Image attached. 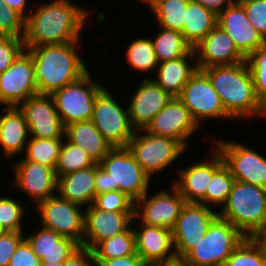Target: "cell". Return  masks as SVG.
<instances>
[{
  "label": "cell",
  "mask_w": 266,
  "mask_h": 266,
  "mask_svg": "<svg viewBox=\"0 0 266 266\" xmlns=\"http://www.w3.org/2000/svg\"><path fill=\"white\" fill-rule=\"evenodd\" d=\"M83 7L69 0L38 4L25 20L24 49L80 41L90 13Z\"/></svg>",
  "instance_id": "6da1fadb"
},
{
  "label": "cell",
  "mask_w": 266,
  "mask_h": 266,
  "mask_svg": "<svg viewBox=\"0 0 266 266\" xmlns=\"http://www.w3.org/2000/svg\"><path fill=\"white\" fill-rule=\"evenodd\" d=\"M220 96L225 111L236 121L253 116L266 117V107L255 94L246 62L201 69Z\"/></svg>",
  "instance_id": "7a4b0ae2"
},
{
  "label": "cell",
  "mask_w": 266,
  "mask_h": 266,
  "mask_svg": "<svg viewBox=\"0 0 266 266\" xmlns=\"http://www.w3.org/2000/svg\"><path fill=\"white\" fill-rule=\"evenodd\" d=\"M80 43L76 41L27 49L34 62L38 94L51 95L89 71L88 65H85L77 51Z\"/></svg>",
  "instance_id": "3957f363"
},
{
  "label": "cell",
  "mask_w": 266,
  "mask_h": 266,
  "mask_svg": "<svg viewBox=\"0 0 266 266\" xmlns=\"http://www.w3.org/2000/svg\"><path fill=\"white\" fill-rule=\"evenodd\" d=\"M151 181L127 147L112 148L96 163V195L119 190L136 202L150 190Z\"/></svg>",
  "instance_id": "277c9868"
},
{
  "label": "cell",
  "mask_w": 266,
  "mask_h": 266,
  "mask_svg": "<svg viewBox=\"0 0 266 266\" xmlns=\"http://www.w3.org/2000/svg\"><path fill=\"white\" fill-rule=\"evenodd\" d=\"M218 216L255 238L266 227V188L235 180Z\"/></svg>",
  "instance_id": "5b68a950"
},
{
  "label": "cell",
  "mask_w": 266,
  "mask_h": 266,
  "mask_svg": "<svg viewBox=\"0 0 266 266\" xmlns=\"http://www.w3.org/2000/svg\"><path fill=\"white\" fill-rule=\"evenodd\" d=\"M245 238L230 222L218 216L184 259L192 266H224Z\"/></svg>",
  "instance_id": "8992f818"
},
{
  "label": "cell",
  "mask_w": 266,
  "mask_h": 266,
  "mask_svg": "<svg viewBox=\"0 0 266 266\" xmlns=\"http://www.w3.org/2000/svg\"><path fill=\"white\" fill-rule=\"evenodd\" d=\"M126 147L152 179V176L163 172L188 151V148L176 139L153 135L145 129L136 130Z\"/></svg>",
  "instance_id": "52a82bcc"
},
{
  "label": "cell",
  "mask_w": 266,
  "mask_h": 266,
  "mask_svg": "<svg viewBox=\"0 0 266 266\" xmlns=\"http://www.w3.org/2000/svg\"><path fill=\"white\" fill-rule=\"evenodd\" d=\"M88 71L77 81L54 91L57 112L63 125L91 120L96 96L105 88Z\"/></svg>",
  "instance_id": "ba28073f"
},
{
  "label": "cell",
  "mask_w": 266,
  "mask_h": 266,
  "mask_svg": "<svg viewBox=\"0 0 266 266\" xmlns=\"http://www.w3.org/2000/svg\"><path fill=\"white\" fill-rule=\"evenodd\" d=\"M105 88L96 96L91 121L104 139L114 147H126L135 134L129 108L123 107Z\"/></svg>",
  "instance_id": "9c48e42d"
},
{
  "label": "cell",
  "mask_w": 266,
  "mask_h": 266,
  "mask_svg": "<svg viewBox=\"0 0 266 266\" xmlns=\"http://www.w3.org/2000/svg\"><path fill=\"white\" fill-rule=\"evenodd\" d=\"M43 228L83 244L85 208L55 194L36 205ZM82 209V210H81Z\"/></svg>",
  "instance_id": "30bf717a"
},
{
  "label": "cell",
  "mask_w": 266,
  "mask_h": 266,
  "mask_svg": "<svg viewBox=\"0 0 266 266\" xmlns=\"http://www.w3.org/2000/svg\"><path fill=\"white\" fill-rule=\"evenodd\" d=\"M200 127L208 119H234L225 111L220 96L214 90L208 76L201 70L191 76L178 97Z\"/></svg>",
  "instance_id": "8fae6325"
},
{
  "label": "cell",
  "mask_w": 266,
  "mask_h": 266,
  "mask_svg": "<svg viewBox=\"0 0 266 266\" xmlns=\"http://www.w3.org/2000/svg\"><path fill=\"white\" fill-rule=\"evenodd\" d=\"M214 146L221 153L236 181L266 188V157L246 144L214 138Z\"/></svg>",
  "instance_id": "7c38bea8"
},
{
  "label": "cell",
  "mask_w": 266,
  "mask_h": 266,
  "mask_svg": "<svg viewBox=\"0 0 266 266\" xmlns=\"http://www.w3.org/2000/svg\"><path fill=\"white\" fill-rule=\"evenodd\" d=\"M38 94L31 53L23 49L12 65L0 74V105L18 107Z\"/></svg>",
  "instance_id": "4fadbf2b"
},
{
  "label": "cell",
  "mask_w": 266,
  "mask_h": 266,
  "mask_svg": "<svg viewBox=\"0 0 266 266\" xmlns=\"http://www.w3.org/2000/svg\"><path fill=\"white\" fill-rule=\"evenodd\" d=\"M171 186V192L164 188L151 195L152 193L148 191L138 199L134 207L135 221L139 219L142 224L172 230L185 201L178 189L173 184Z\"/></svg>",
  "instance_id": "5bb4252c"
},
{
  "label": "cell",
  "mask_w": 266,
  "mask_h": 266,
  "mask_svg": "<svg viewBox=\"0 0 266 266\" xmlns=\"http://www.w3.org/2000/svg\"><path fill=\"white\" fill-rule=\"evenodd\" d=\"M216 211V212H215ZM215 211L200 203H185L172 229L176 257L184 258L204 236L210 224L218 217Z\"/></svg>",
  "instance_id": "9a60e30c"
},
{
  "label": "cell",
  "mask_w": 266,
  "mask_h": 266,
  "mask_svg": "<svg viewBox=\"0 0 266 266\" xmlns=\"http://www.w3.org/2000/svg\"><path fill=\"white\" fill-rule=\"evenodd\" d=\"M18 107L24 114L30 137H65V126L59 117L54 99L51 95L37 94L29 97Z\"/></svg>",
  "instance_id": "2e32d148"
},
{
  "label": "cell",
  "mask_w": 266,
  "mask_h": 266,
  "mask_svg": "<svg viewBox=\"0 0 266 266\" xmlns=\"http://www.w3.org/2000/svg\"><path fill=\"white\" fill-rule=\"evenodd\" d=\"M14 162V183L12 188L19 189L34 200L36 206L57 192V177L55 169L46 165L28 161L24 157Z\"/></svg>",
  "instance_id": "e0dca14e"
},
{
  "label": "cell",
  "mask_w": 266,
  "mask_h": 266,
  "mask_svg": "<svg viewBox=\"0 0 266 266\" xmlns=\"http://www.w3.org/2000/svg\"><path fill=\"white\" fill-rule=\"evenodd\" d=\"M199 129L189 110L178 97H172L146 127L153 135L169 137L181 142L186 148L187 141Z\"/></svg>",
  "instance_id": "ac0fdd59"
},
{
  "label": "cell",
  "mask_w": 266,
  "mask_h": 266,
  "mask_svg": "<svg viewBox=\"0 0 266 266\" xmlns=\"http://www.w3.org/2000/svg\"><path fill=\"white\" fill-rule=\"evenodd\" d=\"M211 158L193 162L188 167L178 168V180L172 184L178 189L185 203L205 205L206 188L213 172L224 162L221 153L214 146Z\"/></svg>",
  "instance_id": "d6986e66"
},
{
  "label": "cell",
  "mask_w": 266,
  "mask_h": 266,
  "mask_svg": "<svg viewBox=\"0 0 266 266\" xmlns=\"http://www.w3.org/2000/svg\"><path fill=\"white\" fill-rule=\"evenodd\" d=\"M85 209L82 246L91 251L102 241L125 232L134 223V212H107L93 204Z\"/></svg>",
  "instance_id": "ffe728a7"
},
{
  "label": "cell",
  "mask_w": 266,
  "mask_h": 266,
  "mask_svg": "<svg viewBox=\"0 0 266 266\" xmlns=\"http://www.w3.org/2000/svg\"><path fill=\"white\" fill-rule=\"evenodd\" d=\"M152 77H144L132 94L129 108L130 122L135 130L146 129L157 113L171 100Z\"/></svg>",
  "instance_id": "44dd1931"
},
{
  "label": "cell",
  "mask_w": 266,
  "mask_h": 266,
  "mask_svg": "<svg viewBox=\"0 0 266 266\" xmlns=\"http://www.w3.org/2000/svg\"><path fill=\"white\" fill-rule=\"evenodd\" d=\"M198 69L245 62L231 37L215 26L195 47Z\"/></svg>",
  "instance_id": "7402d4cb"
},
{
  "label": "cell",
  "mask_w": 266,
  "mask_h": 266,
  "mask_svg": "<svg viewBox=\"0 0 266 266\" xmlns=\"http://www.w3.org/2000/svg\"><path fill=\"white\" fill-rule=\"evenodd\" d=\"M217 26L231 37L235 47L245 58L265 42L251 25L244 8L238 1L227 6L217 16Z\"/></svg>",
  "instance_id": "603a6c76"
},
{
  "label": "cell",
  "mask_w": 266,
  "mask_h": 266,
  "mask_svg": "<svg viewBox=\"0 0 266 266\" xmlns=\"http://www.w3.org/2000/svg\"><path fill=\"white\" fill-rule=\"evenodd\" d=\"M138 225L137 228L133 227L136 253L147 266L176 256L171 229L148 226L141 222Z\"/></svg>",
  "instance_id": "cb8c5ba5"
},
{
  "label": "cell",
  "mask_w": 266,
  "mask_h": 266,
  "mask_svg": "<svg viewBox=\"0 0 266 266\" xmlns=\"http://www.w3.org/2000/svg\"><path fill=\"white\" fill-rule=\"evenodd\" d=\"M24 239L41 262L45 263H64L81 247L75 240L43 227L29 237L24 236Z\"/></svg>",
  "instance_id": "d4e9b609"
},
{
  "label": "cell",
  "mask_w": 266,
  "mask_h": 266,
  "mask_svg": "<svg viewBox=\"0 0 266 266\" xmlns=\"http://www.w3.org/2000/svg\"><path fill=\"white\" fill-rule=\"evenodd\" d=\"M3 108V113H0V147L5 158L9 160L25 152L30 134L24 114L19 107Z\"/></svg>",
  "instance_id": "484cf974"
},
{
  "label": "cell",
  "mask_w": 266,
  "mask_h": 266,
  "mask_svg": "<svg viewBox=\"0 0 266 266\" xmlns=\"http://www.w3.org/2000/svg\"><path fill=\"white\" fill-rule=\"evenodd\" d=\"M197 69L196 54L193 48L186 56L159 63L156 77H153V80L170 96L179 97Z\"/></svg>",
  "instance_id": "4316f807"
},
{
  "label": "cell",
  "mask_w": 266,
  "mask_h": 266,
  "mask_svg": "<svg viewBox=\"0 0 266 266\" xmlns=\"http://www.w3.org/2000/svg\"><path fill=\"white\" fill-rule=\"evenodd\" d=\"M95 178L96 164L57 177V194L67 201L87 208L96 198Z\"/></svg>",
  "instance_id": "83f0119b"
},
{
  "label": "cell",
  "mask_w": 266,
  "mask_h": 266,
  "mask_svg": "<svg viewBox=\"0 0 266 266\" xmlns=\"http://www.w3.org/2000/svg\"><path fill=\"white\" fill-rule=\"evenodd\" d=\"M65 138L83 149L97 164L113 148L91 120L67 125L65 127Z\"/></svg>",
  "instance_id": "f1b7e54d"
},
{
  "label": "cell",
  "mask_w": 266,
  "mask_h": 266,
  "mask_svg": "<svg viewBox=\"0 0 266 266\" xmlns=\"http://www.w3.org/2000/svg\"><path fill=\"white\" fill-rule=\"evenodd\" d=\"M217 15L204 8L196 0H189L185 12L183 35L194 48L215 26Z\"/></svg>",
  "instance_id": "f546056e"
},
{
  "label": "cell",
  "mask_w": 266,
  "mask_h": 266,
  "mask_svg": "<svg viewBox=\"0 0 266 266\" xmlns=\"http://www.w3.org/2000/svg\"><path fill=\"white\" fill-rule=\"evenodd\" d=\"M158 27L155 37H151L158 63L186 56L193 49L181 32Z\"/></svg>",
  "instance_id": "4dcf8cb0"
},
{
  "label": "cell",
  "mask_w": 266,
  "mask_h": 266,
  "mask_svg": "<svg viewBox=\"0 0 266 266\" xmlns=\"http://www.w3.org/2000/svg\"><path fill=\"white\" fill-rule=\"evenodd\" d=\"M189 0H150L147 4L155 15L158 25L183 34L185 12Z\"/></svg>",
  "instance_id": "1f68e13d"
},
{
  "label": "cell",
  "mask_w": 266,
  "mask_h": 266,
  "mask_svg": "<svg viewBox=\"0 0 266 266\" xmlns=\"http://www.w3.org/2000/svg\"><path fill=\"white\" fill-rule=\"evenodd\" d=\"M133 223L125 232L100 242L93 250L94 260H110L137 255Z\"/></svg>",
  "instance_id": "d6a6232c"
},
{
  "label": "cell",
  "mask_w": 266,
  "mask_h": 266,
  "mask_svg": "<svg viewBox=\"0 0 266 266\" xmlns=\"http://www.w3.org/2000/svg\"><path fill=\"white\" fill-rule=\"evenodd\" d=\"M125 51L126 62L134 71L147 74L158 68L159 63L149 36L130 41Z\"/></svg>",
  "instance_id": "836d02e7"
},
{
  "label": "cell",
  "mask_w": 266,
  "mask_h": 266,
  "mask_svg": "<svg viewBox=\"0 0 266 266\" xmlns=\"http://www.w3.org/2000/svg\"><path fill=\"white\" fill-rule=\"evenodd\" d=\"M63 141L64 138L30 137L24 158L55 169Z\"/></svg>",
  "instance_id": "e575fe53"
},
{
  "label": "cell",
  "mask_w": 266,
  "mask_h": 266,
  "mask_svg": "<svg viewBox=\"0 0 266 266\" xmlns=\"http://www.w3.org/2000/svg\"><path fill=\"white\" fill-rule=\"evenodd\" d=\"M235 179L229 167L223 162L214 172L205 193V206L221 209L231 192ZM214 206V207H213ZM221 207V208H220Z\"/></svg>",
  "instance_id": "d590c367"
},
{
  "label": "cell",
  "mask_w": 266,
  "mask_h": 266,
  "mask_svg": "<svg viewBox=\"0 0 266 266\" xmlns=\"http://www.w3.org/2000/svg\"><path fill=\"white\" fill-rule=\"evenodd\" d=\"M96 163L79 146L72 144L65 137L55 167L56 177L81 169L89 168Z\"/></svg>",
  "instance_id": "8d00e7d4"
},
{
  "label": "cell",
  "mask_w": 266,
  "mask_h": 266,
  "mask_svg": "<svg viewBox=\"0 0 266 266\" xmlns=\"http://www.w3.org/2000/svg\"><path fill=\"white\" fill-rule=\"evenodd\" d=\"M224 266H266L263 246L252 237H246L228 257Z\"/></svg>",
  "instance_id": "74e56055"
},
{
  "label": "cell",
  "mask_w": 266,
  "mask_h": 266,
  "mask_svg": "<svg viewBox=\"0 0 266 266\" xmlns=\"http://www.w3.org/2000/svg\"><path fill=\"white\" fill-rule=\"evenodd\" d=\"M245 62L252 76L255 94L266 107V41L252 51Z\"/></svg>",
  "instance_id": "f35d334b"
},
{
  "label": "cell",
  "mask_w": 266,
  "mask_h": 266,
  "mask_svg": "<svg viewBox=\"0 0 266 266\" xmlns=\"http://www.w3.org/2000/svg\"><path fill=\"white\" fill-rule=\"evenodd\" d=\"M25 205L10 196L0 197V224L8 232H22Z\"/></svg>",
  "instance_id": "ab89813d"
},
{
  "label": "cell",
  "mask_w": 266,
  "mask_h": 266,
  "mask_svg": "<svg viewBox=\"0 0 266 266\" xmlns=\"http://www.w3.org/2000/svg\"><path fill=\"white\" fill-rule=\"evenodd\" d=\"M93 205L107 212H134L135 202L125 193L114 190L96 195Z\"/></svg>",
  "instance_id": "60d3db41"
},
{
  "label": "cell",
  "mask_w": 266,
  "mask_h": 266,
  "mask_svg": "<svg viewBox=\"0 0 266 266\" xmlns=\"http://www.w3.org/2000/svg\"><path fill=\"white\" fill-rule=\"evenodd\" d=\"M25 18L0 0V36L24 37Z\"/></svg>",
  "instance_id": "b9f144b4"
},
{
  "label": "cell",
  "mask_w": 266,
  "mask_h": 266,
  "mask_svg": "<svg viewBox=\"0 0 266 266\" xmlns=\"http://www.w3.org/2000/svg\"><path fill=\"white\" fill-rule=\"evenodd\" d=\"M251 25L266 41V0H238Z\"/></svg>",
  "instance_id": "7bdbcfd3"
},
{
  "label": "cell",
  "mask_w": 266,
  "mask_h": 266,
  "mask_svg": "<svg viewBox=\"0 0 266 266\" xmlns=\"http://www.w3.org/2000/svg\"><path fill=\"white\" fill-rule=\"evenodd\" d=\"M23 49V38L0 36V74L12 65Z\"/></svg>",
  "instance_id": "ee69618b"
},
{
  "label": "cell",
  "mask_w": 266,
  "mask_h": 266,
  "mask_svg": "<svg viewBox=\"0 0 266 266\" xmlns=\"http://www.w3.org/2000/svg\"><path fill=\"white\" fill-rule=\"evenodd\" d=\"M23 232H6L0 236V266H8L17 246L24 239Z\"/></svg>",
  "instance_id": "f6af8a7d"
},
{
  "label": "cell",
  "mask_w": 266,
  "mask_h": 266,
  "mask_svg": "<svg viewBox=\"0 0 266 266\" xmlns=\"http://www.w3.org/2000/svg\"><path fill=\"white\" fill-rule=\"evenodd\" d=\"M41 260L23 239L17 246L8 266H40Z\"/></svg>",
  "instance_id": "bcb514c9"
},
{
  "label": "cell",
  "mask_w": 266,
  "mask_h": 266,
  "mask_svg": "<svg viewBox=\"0 0 266 266\" xmlns=\"http://www.w3.org/2000/svg\"><path fill=\"white\" fill-rule=\"evenodd\" d=\"M63 266H95L93 252L81 246L63 263Z\"/></svg>",
  "instance_id": "7dc6e473"
},
{
  "label": "cell",
  "mask_w": 266,
  "mask_h": 266,
  "mask_svg": "<svg viewBox=\"0 0 266 266\" xmlns=\"http://www.w3.org/2000/svg\"><path fill=\"white\" fill-rule=\"evenodd\" d=\"M94 261L95 266H147L138 255H129L110 260Z\"/></svg>",
  "instance_id": "c3c4849f"
},
{
  "label": "cell",
  "mask_w": 266,
  "mask_h": 266,
  "mask_svg": "<svg viewBox=\"0 0 266 266\" xmlns=\"http://www.w3.org/2000/svg\"><path fill=\"white\" fill-rule=\"evenodd\" d=\"M207 10L219 15L227 6L235 4L238 0H196Z\"/></svg>",
  "instance_id": "681fc988"
},
{
  "label": "cell",
  "mask_w": 266,
  "mask_h": 266,
  "mask_svg": "<svg viewBox=\"0 0 266 266\" xmlns=\"http://www.w3.org/2000/svg\"><path fill=\"white\" fill-rule=\"evenodd\" d=\"M5 3V6H8L17 12H19L25 19L28 17L30 12L27 10L28 5L27 3L28 0H3ZM28 11V12H27Z\"/></svg>",
  "instance_id": "f907efd6"
},
{
  "label": "cell",
  "mask_w": 266,
  "mask_h": 266,
  "mask_svg": "<svg viewBox=\"0 0 266 266\" xmlns=\"http://www.w3.org/2000/svg\"><path fill=\"white\" fill-rule=\"evenodd\" d=\"M152 266H192L182 257H174L164 262L156 263Z\"/></svg>",
  "instance_id": "816d5d0a"
},
{
  "label": "cell",
  "mask_w": 266,
  "mask_h": 266,
  "mask_svg": "<svg viewBox=\"0 0 266 266\" xmlns=\"http://www.w3.org/2000/svg\"><path fill=\"white\" fill-rule=\"evenodd\" d=\"M255 239L263 246L266 254V227L255 237Z\"/></svg>",
  "instance_id": "f5cc1de1"
},
{
  "label": "cell",
  "mask_w": 266,
  "mask_h": 266,
  "mask_svg": "<svg viewBox=\"0 0 266 266\" xmlns=\"http://www.w3.org/2000/svg\"><path fill=\"white\" fill-rule=\"evenodd\" d=\"M40 266H63V263H45V262H41Z\"/></svg>",
  "instance_id": "db71d44e"
},
{
  "label": "cell",
  "mask_w": 266,
  "mask_h": 266,
  "mask_svg": "<svg viewBox=\"0 0 266 266\" xmlns=\"http://www.w3.org/2000/svg\"><path fill=\"white\" fill-rule=\"evenodd\" d=\"M7 231L5 230V228L0 224V236H2L3 234H5Z\"/></svg>",
  "instance_id": "11a10c76"
},
{
  "label": "cell",
  "mask_w": 266,
  "mask_h": 266,
  "mask_svg": "<svg viewBox=\"0 0 266 266\" xmlns=\"http://www.w3.org/2000/svg\"><path fill=\"white\" fill-rule=\"evenodd\" d=\"M142 3H144L145 5H147L149 2H150V0H140Z\"/></svg>",
  "instance_id": "9f6ffc18"
}]
</instances>
